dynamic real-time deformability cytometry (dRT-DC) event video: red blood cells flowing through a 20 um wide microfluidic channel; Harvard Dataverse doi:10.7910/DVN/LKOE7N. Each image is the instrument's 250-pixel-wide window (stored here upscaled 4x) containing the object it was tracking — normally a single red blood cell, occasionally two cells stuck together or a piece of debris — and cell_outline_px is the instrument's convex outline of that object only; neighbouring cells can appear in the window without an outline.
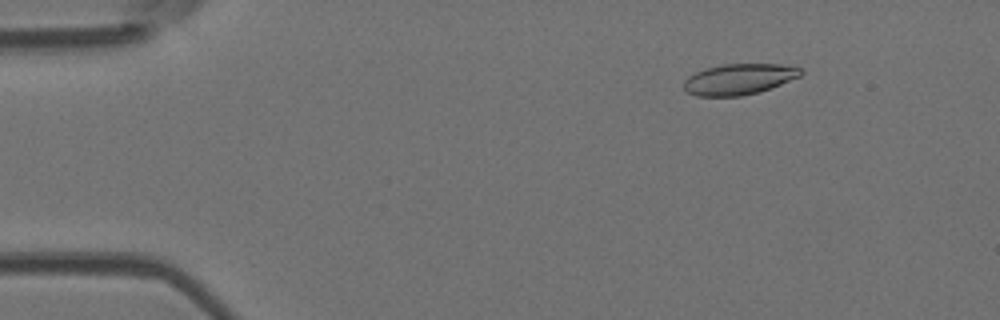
{"species": "Egyptian fruit bat (a non-hibernating species)", "species_latin": "Rousettus aegyptiacus", "temperature_condition": "room temperature", "stored_images_in_passage": 7, "camera_frame_rate_fps": 3000, "um_per_image_px": 0.085, "animal": {"sex": "female"}, "frame": {"image": 1, "passage_image": 2, "time_ms": 1.333, "image_size_px": [1000, 320], "cell_outline_px": [[804, 72], [800, 76], [780, 84], [756, 92], [740, 96], [696, 96], [688, 92], [684, 88], [684, 80], [688, 76], [704, 68], [724, 64], [780, 64], [800, 68]], "centroid_in_image_um": [62.78, 6.72], "position_along_channel_um": 22.2, "area_um2": 20.81}}
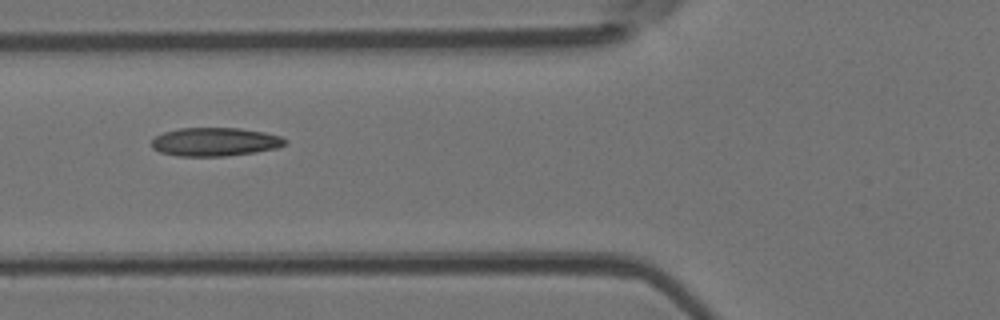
{"frame": {"image": 2, "passage_image": 6, "time_ms": 5.667, "image_size_px": [1000, 320], "cell_outline_px": [[288, 140], [284, 144], [276, 148], [256, 152], [224, 156], [176, 156], [160, 152], [152, 148], [152, 140], [156, 136], [164, 132], [180, 128], [240, 128], [264, 132], [280, 136]], "centroid_in_image_um": [18.26, 12.06], "position_along_channel_um": 107.5, "area_um2": 22.14}}
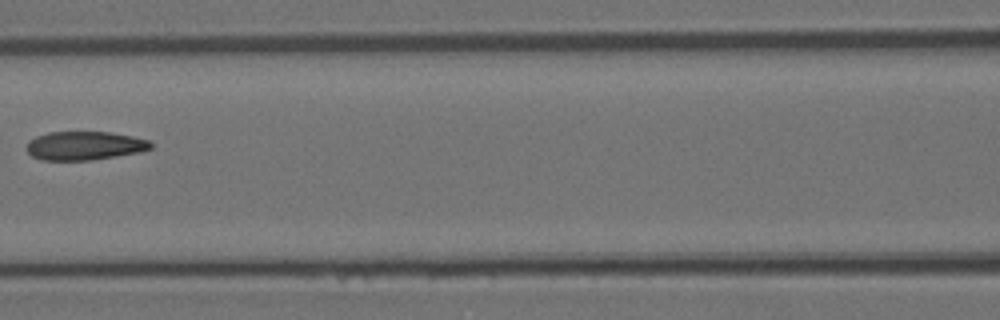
{"frame": {"image": 3, "passage_image": 7, "time_ms": 7.0, "image_size_px": [1000, 320], "cell_outline_px": [[152, 148], [140, 152], [92, 160], [40, 160], [32, 156], [24, 148], [28, 140], [36, 136], [48, 132], [112, 132], [132, 136], [148, 140], [152, 144]], "centroid_in_image_um": [7.15, 12.38], "position_along_channel_um": 159.5, "area_um2": 20.92}}